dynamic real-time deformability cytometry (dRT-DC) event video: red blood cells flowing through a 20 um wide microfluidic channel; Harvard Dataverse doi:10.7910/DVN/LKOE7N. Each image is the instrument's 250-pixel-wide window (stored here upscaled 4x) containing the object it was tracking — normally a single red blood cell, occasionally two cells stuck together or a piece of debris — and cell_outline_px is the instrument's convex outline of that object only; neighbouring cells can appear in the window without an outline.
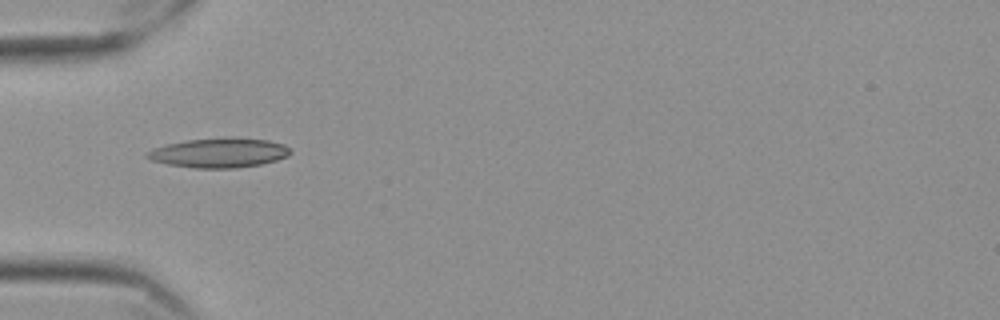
{"species": "Egyptian fruit bat (a non-hibernating species)", "species_latin": "Rousettus aegyptiacus", "temperature_condition": "cold", "stored_images_in_passage": 40, "camera_frame_rate_fps": 3000, "um_per_image_px": 0.085, "frame": {"image": 1, "passage_image": 1, "time_ms": 0.0, "image_size_px": [1000, 320], "cell_outline_px": [[292, 152], [288, 156], [276, 160], [260, 164], [236, 168], [192, 168], [168, 164], [152, 160], [144, 156], [144, 152], [168, 144], [188, 140], [232, 136], [268, 140], [284, 144]], "centroid_in_image_um": [18.64, 12.98], "position_along_channel_um": 66.4, "area_um2": 24.8}}
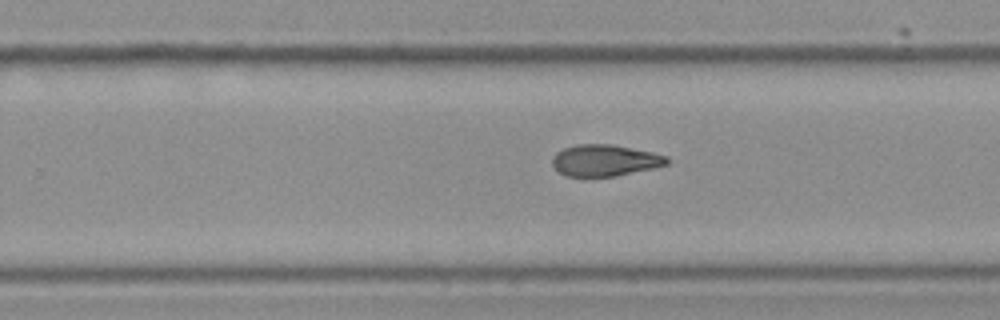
{"frame": {"image": 2, "passage_image": 19, "time_ms": 6.0, "image_size_px": [1000, 320], "cell_outline_px": [[668, 164], [652, 168], [616, 176], [564, 176], [552, 164], [552, 156], [556, 152], [564, 148], [576, 144], [612, 144], [652, 152], [668, 156]], "centroid_in_image_um": [51.4, 13.62], "position_along_channel_um": 278.4, "area_um2": 20.98}}
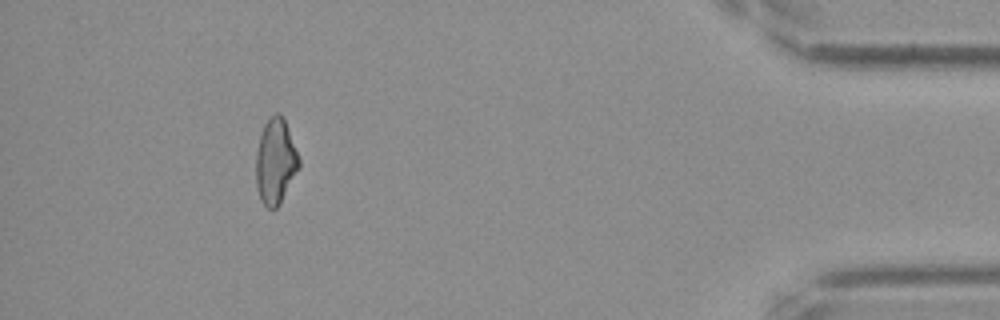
{"frame": {"image": 3, "passage_image": 35, "time_ms": 11.333, "image_size_px": [1000, 320], "cell_outline_px": [[300, 168], [280, 204], [276, 208], [268, 208], [260, 200], [256, 184], [256, 152], [260, 136], [264, 124], [276, 112], [280, 112], [284, 120], [300, 160]], "centroid_in_image_um": [23.42, 13.75], "position_along_channel_um": 411.8, "area_um2": 21.27}, "authors_computed_cell_mechanics": {"area_um2": 21.5016, "velocity_mm_per_s": 3.5407, "shape_relaxation_time_tau1_ms": null, "shape_relaxation_time_tau2_ms": 6.7375, "deformation_change_tau1": null, "deformation_change_tau2": 0.1419}}